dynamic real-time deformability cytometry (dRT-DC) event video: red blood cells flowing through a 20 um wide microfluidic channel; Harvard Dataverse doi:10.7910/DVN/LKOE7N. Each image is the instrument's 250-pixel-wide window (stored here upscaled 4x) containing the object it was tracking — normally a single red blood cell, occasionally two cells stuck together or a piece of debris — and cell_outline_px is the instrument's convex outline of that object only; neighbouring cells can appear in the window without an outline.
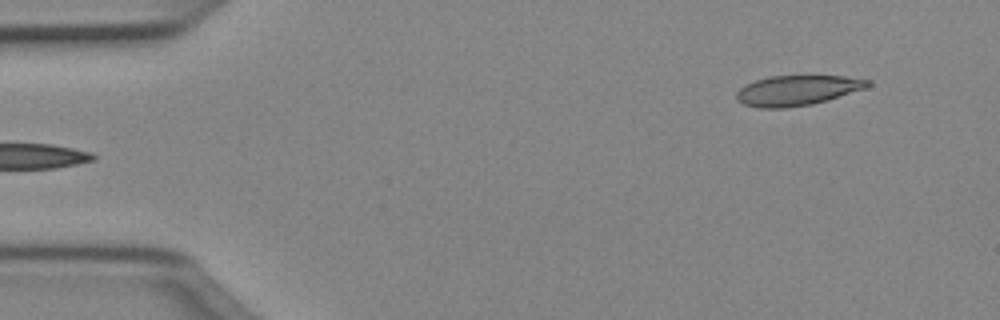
{"species": "Egyptian fruit bat (a non-hibernating species)", "species_latin": "Rousettus aegyptiacus", "temperature_condition": "cold", "stored_images_in_passage": 46, "camera_frame_rate_fps": 3000, "um_per_image_px": 0.085, "animal": {"sex": "female"}, "frame": {"image": 1, "passage_image": 1, "time_ms": 0.0, "image_size_px": [1000, 320], "cell_outline_px": [[872, 84], [864, 88], [828, 100], [812, 104], [784, 108], [760, 108], [744, 104], [736, 100], [736, 92], [744, 84], [768, 76], [844, 76], [872, 80]], "centroid_in_image_um": [67.74, 7.68], "position_along_channel_um": 17.3, "area_um2": 23.06}}
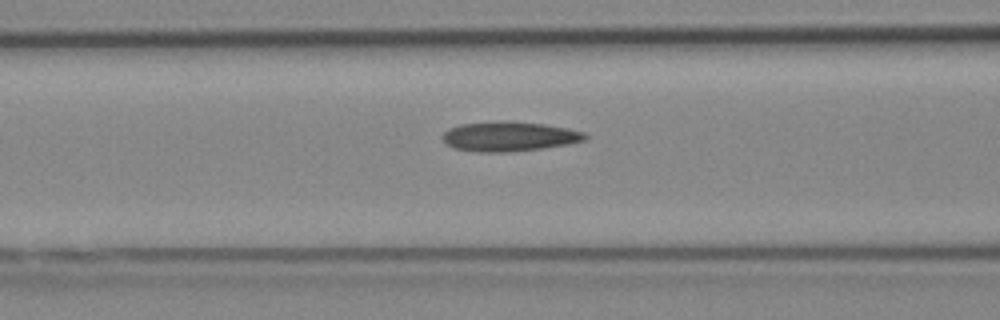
{"frame": {"image": 2, "passage_image": 16, "time_ms": 5.0, "image_size_px": [1000, 320], "cell_outline_px": [[588, 140], [568, 144], [540, 148], [508, 152], [476, 152], [452, 148], [444, 144], [440, 136], [448, 128], [460, 124], [508, 120], [544, 124], [568, 128], [584, 132], [588, 136]], "centroid_in_image_um": [43.24, 11.59], "position_along_channel_um": 123.4, "area_um2": 25.03}}
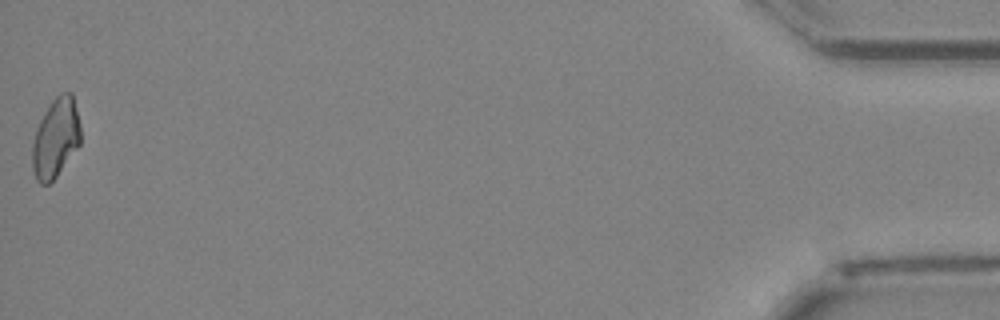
{"frame": {"image": 3, "passage_image": 46, "time_ms": 15.0, "image_size_px": [1000, 320], "cell_outline_px": [[80, 144], [56, 176], [48, 184], [40, 184], [36, 180], [32, 168], [32, 144], [36, 128], [44, 112], [52, 100], [60, 92], [72, 92], [80, 124]], "centroid_in_image_um": [4.72, 11.72], "position_along_channel_um": 430.5, "area_um2": 22.31}, "authors_computed_cell_mechanics": {"area_um2": 23.5824, "velocity_mm_per_s": 4.0413, "shape_relaxation_time_tau1_ms": null, "shape_relaxation_time_tau2_ms": 8.9998, "deformation_change_tau1": null, "deformation_change_tau2": 0.1971}}